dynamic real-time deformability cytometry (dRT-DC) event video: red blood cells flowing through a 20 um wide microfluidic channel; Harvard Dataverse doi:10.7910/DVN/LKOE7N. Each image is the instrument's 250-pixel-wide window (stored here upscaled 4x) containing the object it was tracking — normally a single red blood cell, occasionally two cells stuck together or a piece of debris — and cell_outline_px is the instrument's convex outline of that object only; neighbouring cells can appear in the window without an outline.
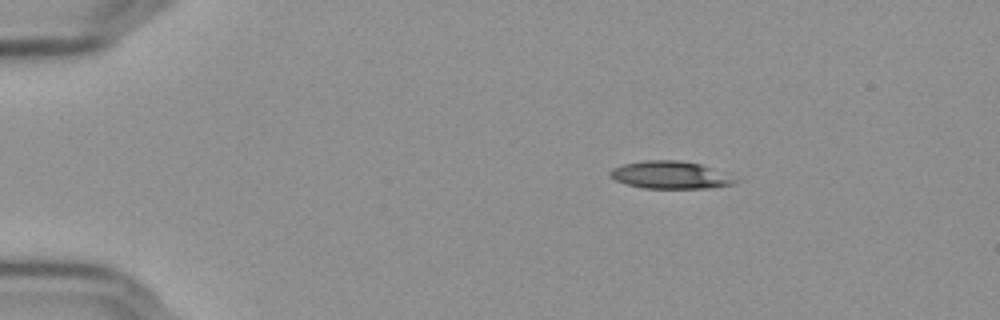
{"species": "Egyptian fruit bat (a non-hibernating species)", "species_latin": "Rousettus aegyptiacus", "temperature_condition": "cold", "stored_images_in_passage": 9, "camera_frame_rate_fps": 3000, "um_per_image_px": 0.085, "frame": {"image": 1, "passage_image": 1, "time_ms": 0.0, "image_size_px": [1000, 320], "cell_outline_px": [[740, 180], [732, 184], [708, 188], [644, 188], [628, 184], [616, 180], [608, 176], [608, 172], [612, 168], [624, 164], [644, 160], [680, 160], [700, 164]], "centroid_in_image_um": [56.92, 14.87], "position_along_channel_um": 28.1, "area_um2": 19.83}}